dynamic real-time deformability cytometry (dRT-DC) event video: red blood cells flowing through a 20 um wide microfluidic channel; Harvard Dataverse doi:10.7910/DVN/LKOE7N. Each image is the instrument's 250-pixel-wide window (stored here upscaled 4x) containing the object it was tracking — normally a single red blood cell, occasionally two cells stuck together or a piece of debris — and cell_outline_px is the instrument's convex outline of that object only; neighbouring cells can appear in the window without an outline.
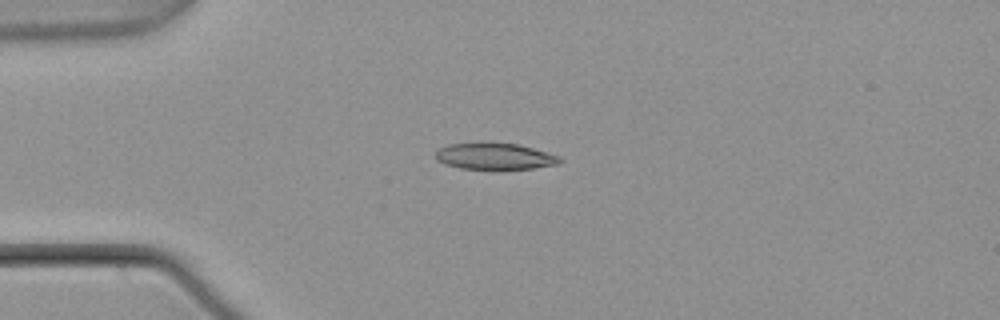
{"species": "common noctule bat (a hibernating species)", "species_latin": "Nyctalus noctula", "temperature_condition": "warm", "stored_images_in_passage": 5, "camera_frame_rate_fps": 3000, "um_per_image_px": 0.085, "animal": {"sex": "male", "body_mass_g": 21.5, "forearm_length_mm": 52.0}, "frame": {"image": 1, "passage_image": 1, "time_ms": 0.0, "image_size_px": [1000, 320], "cell_outline_px": [[564, 160], [556, 164], [532, 168], [460, 168], [444, 164], [436, 160], [436, 148], [448, 144], [484, 140], [516, 144], [532, 148], [560, 156]], "centroid_in_image_um": [41.97, 13.23], "position_along_channel_um": 43.0, "area_um2": 19.48}}
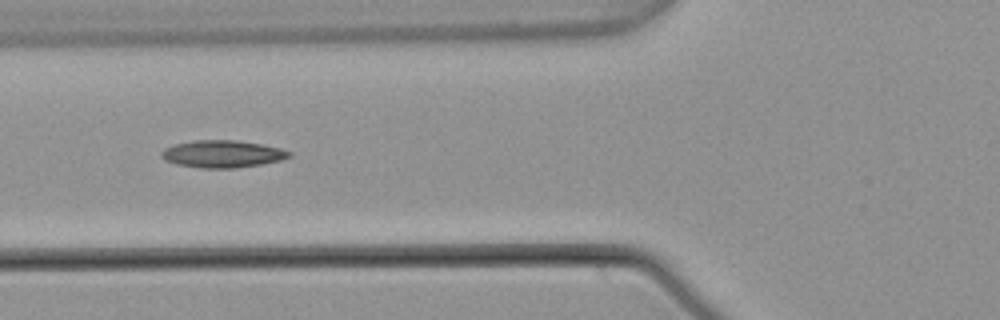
{"frame": {"image": 2, "passage_image": 3, "time_ms": 0.667, "image_size_px": [1000, 320], "cell_outline_px": [[292, 156], [280, 160], [260, 164], [232, 168], [200, 168], [176, 164], [164, 160], [160, 156], [160, 152], [164, 148], [172, 144], [196, 140], [236, 140], [260, 144], [280, 148], [292, 152]], "centroid_in_image_um": [18.86, 13.08], "position_along_channel_um": 106.9, "area_um2": 20.35}}
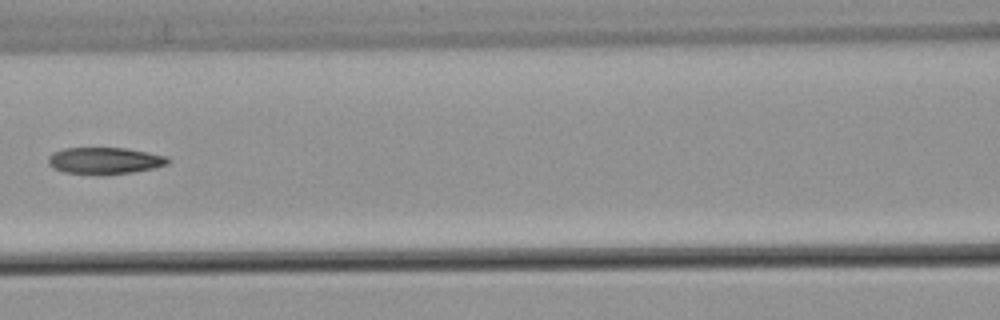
{"frame": {"image": 3, "passage_image": 4, "time_ms": 1.0, "image_size_px": [1000, 320], "cell_outline_px": [[172, 160], [168, 164], [152, 168], [132, 172], [104, 176], [96, 176], [64, 172], [48, 164], [48, 156], [52, 152], [64, 148], [124, 148], [148, 152], [168, 156]], "centroid_in_image_um": [8.9, 13.67], "position_along_channel_um": 157.7, "area_um2": 19.02}}